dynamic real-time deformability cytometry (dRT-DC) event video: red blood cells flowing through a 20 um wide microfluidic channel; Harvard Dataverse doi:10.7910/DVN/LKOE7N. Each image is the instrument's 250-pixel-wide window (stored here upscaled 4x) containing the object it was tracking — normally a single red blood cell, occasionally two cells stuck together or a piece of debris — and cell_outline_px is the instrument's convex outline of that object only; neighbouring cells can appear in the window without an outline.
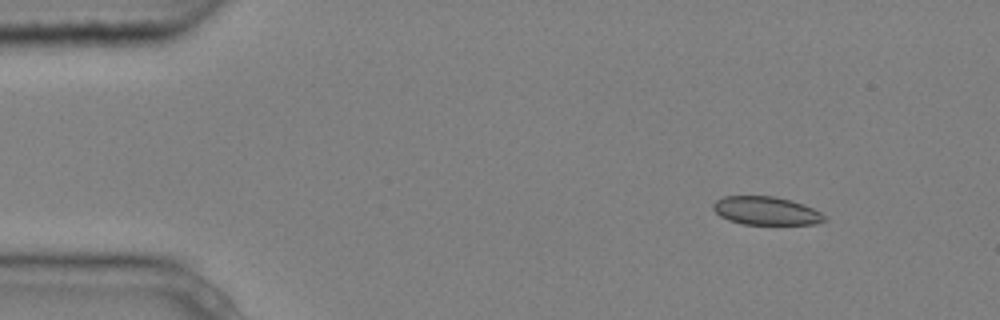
{"species": "common noctule bat (a hibernating species)", "species_latin": "Nyctalus noctula", "temperature_condition": "cold", "stored_images_in_passage": 5, "camera_frame_rate_fps": 3000, "um_per_image_px": 0.085, "animal": {"sex": "male", "body_mass_g": 20.4}, "frame": {"image": 1, "passage_image": 2, "time_ms": 0.333, "image_size_px": [1000, 320], "cell_outline_px": [[828, 220], [816, 224], [744, 224], [728, 220], [720, 216], [712, 208], [712, 204], [716, 200], [724, 196], [776, 196], [792, 200], [804, 204], [820, 212]], "centroid_in_image_um": [65.12, 17.91], "position_along_channel_um": 19.9, "area_um2": 18.44}}
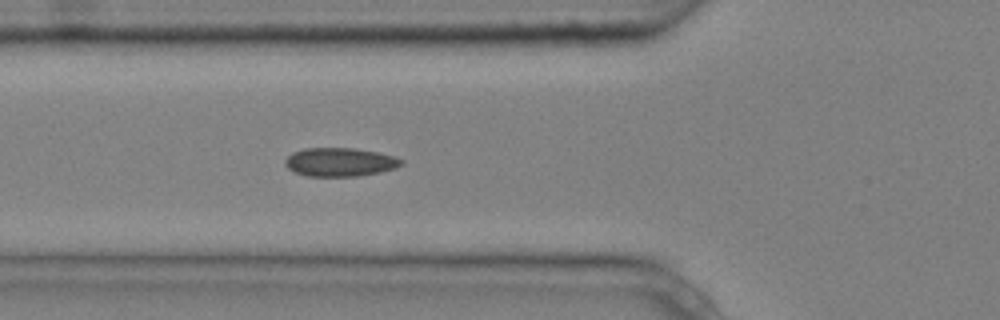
{"frame": {"image": 2, "passage_image": 5, "time_ms": 1.333, "image_size_px": [1000, 320], "cell_outline_px": [[404, 164], [396, 168], [380, 172], [356, 176], [308, 176], [296, 172], [288, 168], [284, 164], [284, 160], [292, 152], [304, 148], [356, 148], [396, 156], [404, 160]], "centroid_in_image_um": [28.92, 13.77], "position_along_channel_um": 96.9, "area_um2": 19.48}}